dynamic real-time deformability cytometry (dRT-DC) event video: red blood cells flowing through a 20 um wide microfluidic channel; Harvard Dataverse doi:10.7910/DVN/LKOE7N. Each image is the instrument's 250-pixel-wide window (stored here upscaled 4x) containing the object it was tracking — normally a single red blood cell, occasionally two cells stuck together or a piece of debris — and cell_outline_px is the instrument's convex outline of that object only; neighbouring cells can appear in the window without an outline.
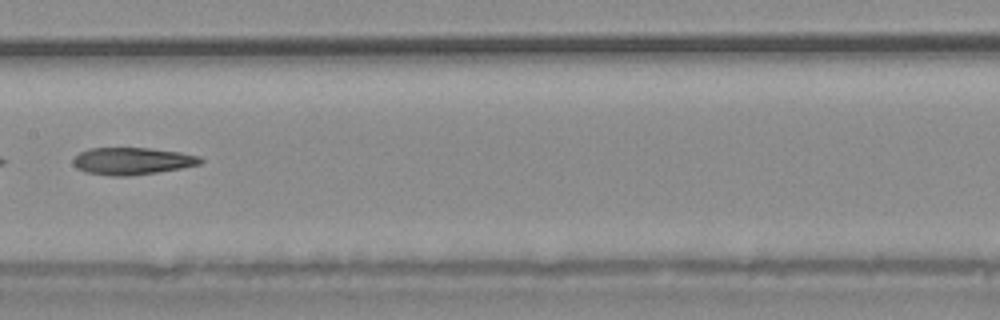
{"species": "common noctule bat (a hibernating species)", "species_latin": "Nyctalus noctula", "temperature_condition": "warm", "stored_images_in_passage": 36, "camera_frame_rate_fps": 3000, "um_per_image_px": 0.085, "animal": {"sex": "male", "body_mass_g": 20.4}, "frame": {"image": 1, "passage_image": 19, "time_ms": 6.0, "image_size_px": [1000, 320], "cell_outline_px": [[204, 160], [200, 164], [180, 168], [156, 172], [128, 176], [112, 176], [84, 172], [76, 168], [72, 164], [72, 160], [80, 152], [88, 148], [152, 148], [180, 152], [200, 156]], "centroid_in_image_um": [11.21, 13.68], "position_along_channel_um": 196.2, "area_um2": 20.23}}
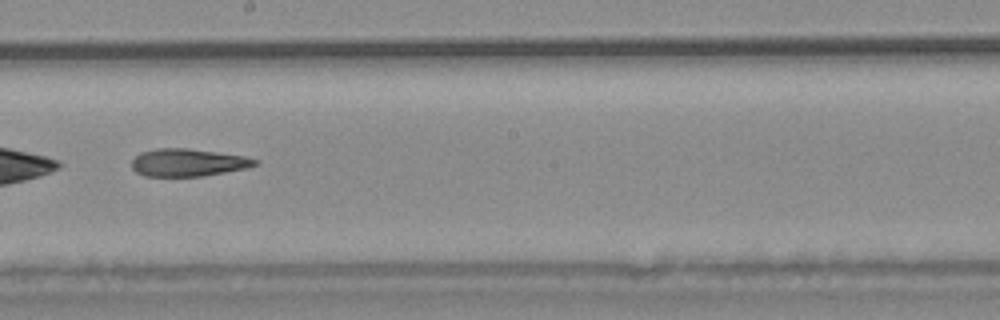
{"frame": {"image": 2, "passage_image": 21, "time_ms": 6.667, "image_size_px": [1000, 320], "cell_outline_px": [[260, 164], [248, 168], [204, 176], [144, 176], [136, 172], [132, 168], [132, 160], [140, 152], [156, 148], [188, 148], [244, 156], [260, 160]], "centroid_in_image_um": [16.01, 13.81], "position_along_channel_um": 232.2, "area_um2": 20.0}}